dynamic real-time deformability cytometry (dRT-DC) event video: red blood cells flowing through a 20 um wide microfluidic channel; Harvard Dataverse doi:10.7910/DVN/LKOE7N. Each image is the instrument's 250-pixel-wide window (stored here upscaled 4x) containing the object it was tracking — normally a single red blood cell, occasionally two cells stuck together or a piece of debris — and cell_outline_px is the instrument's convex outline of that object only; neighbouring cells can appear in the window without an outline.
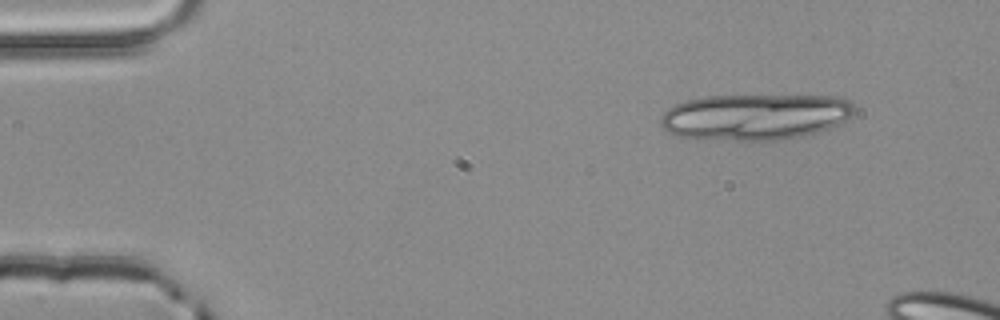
{"species": "common noctule bat (a hibernating species)", "species_latin": "Nyctalus noctula", "temperature_condition": "room temperature", "stored_images_in_passage": 4, "camera_frame_rate_fps": 3000, "um_per_image_px": 0.085, "animal": {"sex": "male", "body_mass_g": 20.4}, "frame": {"image": 1, "passage_image": 1, "time_ms": 0.0, "image_size_px": [1000, 320], "cell_outline_px": [[856, 112], [852, 116], [820, 132], [788, 140], [736, 140], [676, 136], [668, 132], [660, 124], [660, 116], [668, 108], [676, 104], [688, 100], [704, 96], [836, 96], [848, 100], [856, 108]], "centroid_in_image_um": [64.21, 9.93], "position_along_channel_um": 20.8, "area_um2": 52.14}}